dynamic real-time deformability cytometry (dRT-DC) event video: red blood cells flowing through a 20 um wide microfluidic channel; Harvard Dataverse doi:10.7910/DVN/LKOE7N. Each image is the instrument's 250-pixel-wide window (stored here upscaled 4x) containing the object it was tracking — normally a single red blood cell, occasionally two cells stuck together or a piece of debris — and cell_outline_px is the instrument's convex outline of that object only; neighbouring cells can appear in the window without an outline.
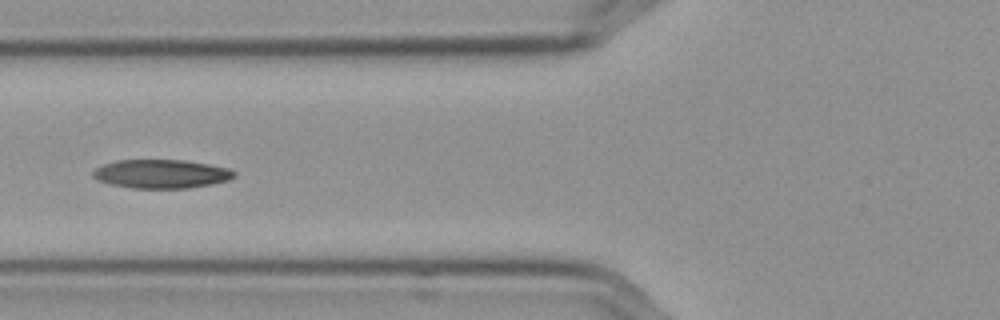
{"species": "Egyptian fruit bat (a non-hibernating species)", "species_latin": "Rousettus aegyptiacus", "temperature_condition": "cold", "stored_images_in_passage": 22, "camera_frame_rate_fps": 3000, "um_per_image_px": 0.085, "frame": {"image": 1, "passage_image": 4, "time_ms": 1.0, "image_size_px": [1000, 320], "cell_outline_px": [[236, 176], [228, 180], [212, 184], [188, 188], [132, 188], [112, 184], [96, 180], [92, 176], [92, 172], [96, 168], [104, 164], [116, 160], [184, 160], [208, 164], [228, 168], [236, 172]], "centroid_in_image_um": [13.71, 14.78], "position_along_channel_um": 112.1, "area_um2": 23.64}}
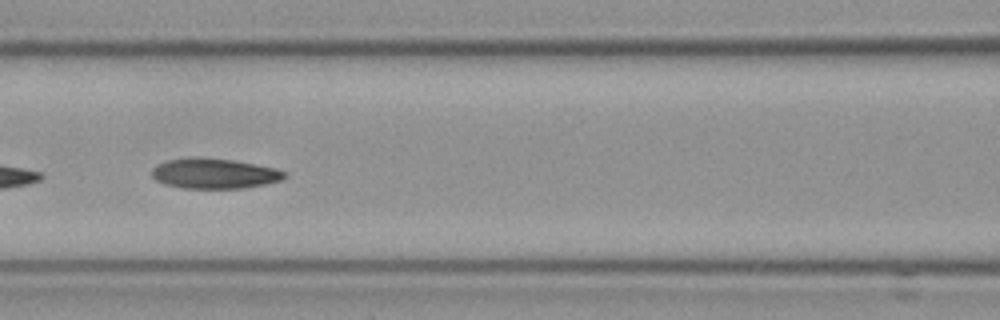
{"frame": {"image": 2, "passage_image": 7, "time_ms": 2.0, "image_size_px": [1000, 320], "cell_outline_px": [[288, 176], [280, 180], [264, 184], [244, 188], [184, 188], [164, 184], [156, 180], [152, 176], [152, 168], [156, 164], [168, 160], [232, 160], [276, 168], [284, 172]], "centroid_in_image_um": [18.24, 14.79], "position_along_channel_um": 148.4, "area_um2": 22.43}}
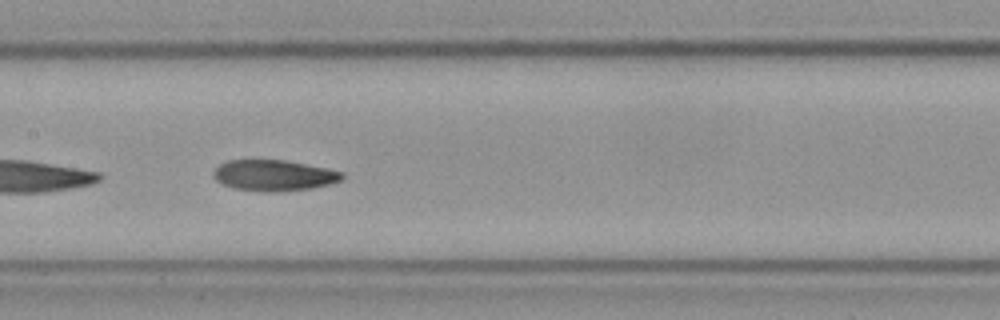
{"frame": {"image": 3, "passage_image": 10, "time_ms": 3.0, "image_size_px": [1000, 320], "cell_outline_px": [[344, 176], [340, 180], [328, 184], [312, 188], [272, 192], [264, 192], [232, 188], [216, 180], [212, 176], [212, 172], [220, 164], [228, 160], [284, 160], [328, 168], [344, 172]], "centroid_in_image_um": [23.26, 14.9], "position_along_channel_um": 184.1, "area_um2": 23.18}}